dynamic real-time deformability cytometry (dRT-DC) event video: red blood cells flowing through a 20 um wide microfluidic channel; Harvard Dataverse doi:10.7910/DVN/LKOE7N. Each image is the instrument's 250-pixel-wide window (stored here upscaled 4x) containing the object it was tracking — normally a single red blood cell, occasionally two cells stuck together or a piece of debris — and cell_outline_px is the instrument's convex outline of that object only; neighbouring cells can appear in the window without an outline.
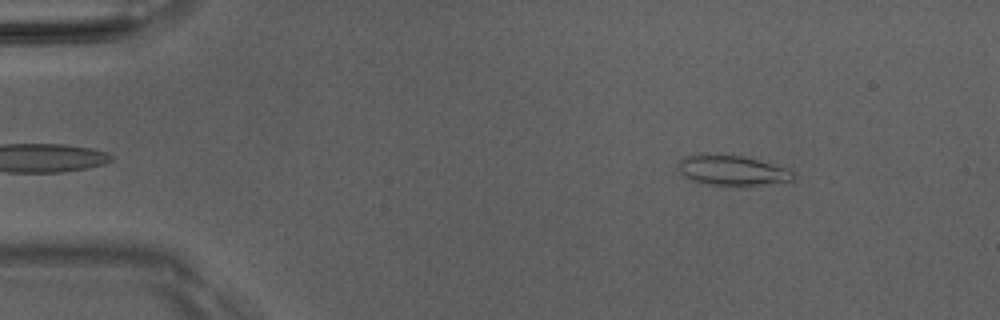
{"species": "Egyptian fruit bat (a non-hibernating species)", "species_latin": "Rousettus aegyptiacus", "temperature_condition": "room temperature", "stored_images_in_passage": 51, "segment_of_instrument_passage": [1, 2], "camera_frame_rate_fps": 3000, "um_per_image_px": 0.085, "animal": {"sex": "male"}, "frame": {"image": 1, "passage_image": 6, "time_ms": 1.667, "image_size_px": [1000, 320], "cell_outline_px": [[796, 176], [792, 180], [756, 184], [700, 184], [688, 180], [680, 172], [680, 160], [684, 156], [704, 152], [740, 156], [788, 168]], "centroid_in_image_um": [62.13, 14.45], "position_along_channel_um": 22.9, "area_um2": 19.88}}
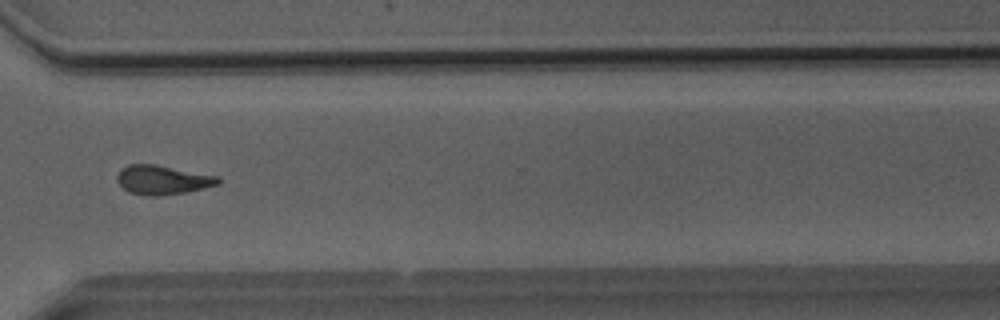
{"frame": {"image": 2, "passage_image": 37, "time_ms": 12.0, "image_size_px": [1000, 320], "cell_outline_px": [[220, 184], [204, 188], [184, 192], [156, 196], [152, 196], [128, 192], [116, 180], [116, 176], [120, 168], [128, 164], [156, 164], [220, 176]], "centroid_in_image_um": [13.82, 15.27], "position_along_channel_um": 356.8, "area_um2": 17.28}}
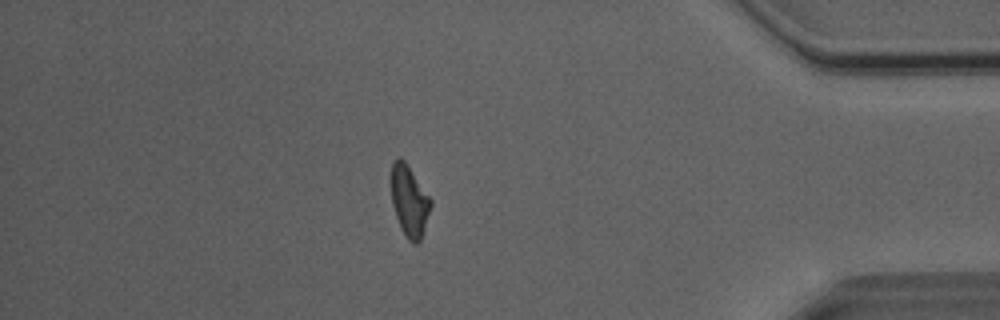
{"frame": {"image": 3, "passage_image": 43, "time_ms": 14.0, "image_size_px": [1000, 320], "cell_outline_px": [[432, 204], [420, 240], [416, 244], [412, 244], [408, 240], [400, 228], [392, 204], [392, 160], [396, 156], [400, 156], [404, 160], [432, 200]], "centroid_in_image_um": [34.79, 17.07], "position_along_channel_um": 400.4, "area_um2": 16.24}}